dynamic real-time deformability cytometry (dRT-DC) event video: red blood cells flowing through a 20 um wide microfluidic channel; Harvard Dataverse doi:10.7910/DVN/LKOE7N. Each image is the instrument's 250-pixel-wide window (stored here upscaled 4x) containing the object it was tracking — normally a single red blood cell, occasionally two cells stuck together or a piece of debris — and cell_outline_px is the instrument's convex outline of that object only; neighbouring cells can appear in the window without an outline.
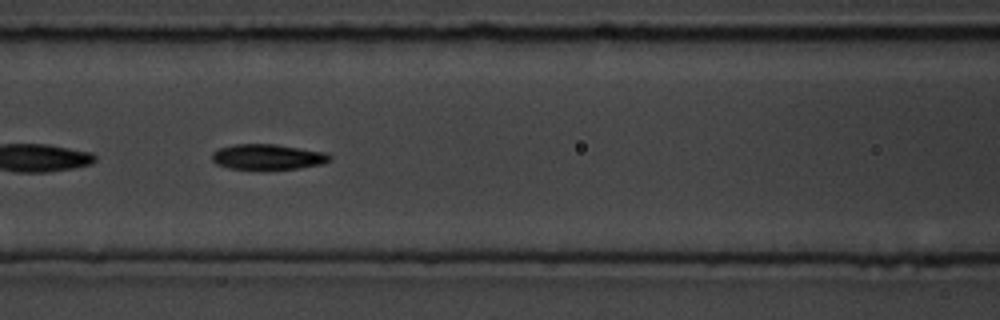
{"species": "common noctule bat (a hibernating species)", "species_latin": "Nyctalus noctula", "temperature_condition": "room temperature", "stored_images_in_passage": 55, "camera_frame_rate_fps": 3000, "um_per_image_px": 0.085, "animal": {"sex": "male", "body_mass_g": 19.5, "forearm_length_mm": 54.6}, "frame": {"image": 1, "passage_image": 24, "time_ms": 7.667, "image_size_px": [1000, 320], "cell_outline_px": [[332, 160], [324, 164], [300, 168], [228, 168], [216, 164], [212, 160], [212, 152], [220, 148], [236, 144], [276, 144], [324, 152], [332, 156]], "centroid_in_image_um": [22.79, 13.32], "position_along_channel_um": 143.8, "area_um2": 17.22}}
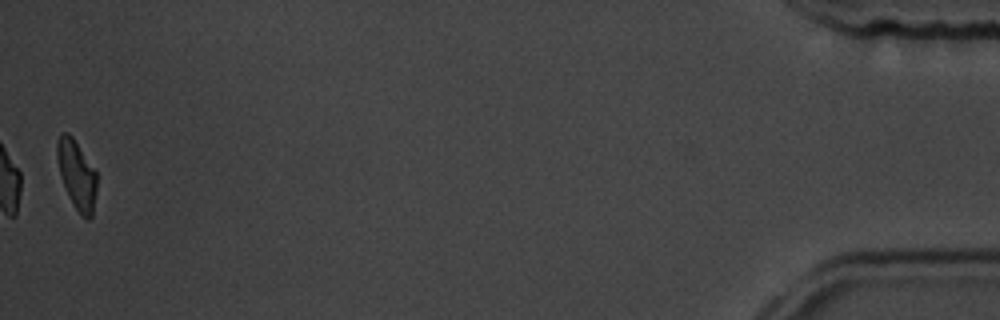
{"frame": {"image": 2, "passage_image": 55, "time_ms": 18.0, "image_size_px": [1000, 320], "cell_outline_px": [[96, 192], [92, 216], [88, 220], [80, 216], [68, 196], [60, 176], [56, 156], [56, 144], [60, 136], [64, 132], [68, 132], [72, 136], [96, 172]], "centroid_in_image_um": [6.51, 14.88], "position_along_channel_um": 428.7, "area_um2": 15.9}, "authors_computed_cell_mechanics": {"area_um2": 18.207, "velocity_mm_per_s": 3.6646, "shape_relaxation_time_tau1_ms": 2.5934, "shape_relaxation_time_tau2_ms": 1.7568, "deformation_change_tau1": 0.1758, "deformation_change_tau2": 0.0845}}